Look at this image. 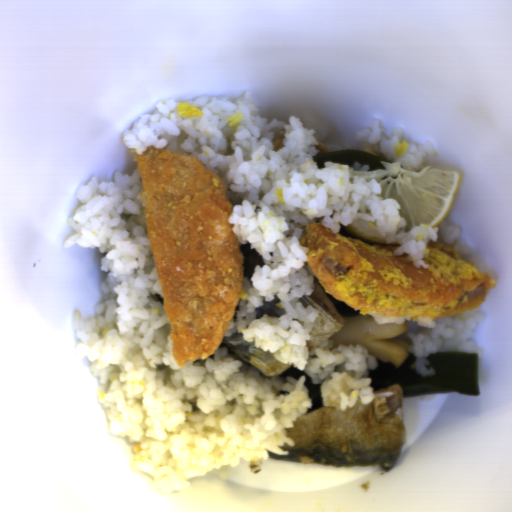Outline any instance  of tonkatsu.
Returning a JSON list of instances; mask_svg holds the SVG:
<instances>
[{"label":"tonkatsu","mask_w":512,"mask_h":512,"mask_svg":"<svg viewBox=\"0 0 512 512\" xmlns=\"http://www.w3.org/2000/svg\"><path fill=\"white\" fill-rule=\"evenodd\" d=\"M131 152L170 347L182 369L219 349L247 295L245 257L229 220L233 203L199 159L152 144Z\"/></svg>","instance_id":"tonkatsu-1"},{"label":"tonkatsu","mask_w":512,"mask_h":512,"mask_svg":"<svg viewBox=\"0 0 512 512\" xmlns=\"http://www.w3.org/2000/svg\"><path fill=\"white\" fill-rule=\"evenodd\" d=\"M300 244L308 248V266L326 293L350 305L359 314L390 318L429 317L438 320L486 302L497 284L475 263L456 250L429 242L423 266L411 264L407 253L395 254L398 244H366L343 237L316 223L305 226Z\"/></svg>","instance_id":"tonkatsu-2"},{"label":"tonkatsu","mask_w":512,"mask_h":512,"mask_svg":"<svg viewBox=\"0 0 512 512\" xmlns=\"http://www.w3.org/2000/svg\"><path fill=\"white\" fill-rule=\"evenodd\" d=\"M284 135H285V131L283 129L282 131L279 132L275 142L272 143V147H273V150L275 153L282 148Z\"/></svg>","instance_id":"tonkatsu-3"},{"label":"tonkatsu","mask_w":512,"mask_h":512,"mask_svg":"<svg viewBox=\"0 0 512 512\" xmlns=\"http://www.w3.org/2000/svg\"><path fill=\"white\" fill-rule=\"evenodd\" d=\"M315 147L318 148L319 152H316V153H323V152H331L330 149H328L323 142H320L317 140L316 144L314 145Z\"/></svg>","instance_id":"tonkatsu-4"}]
</instances>
